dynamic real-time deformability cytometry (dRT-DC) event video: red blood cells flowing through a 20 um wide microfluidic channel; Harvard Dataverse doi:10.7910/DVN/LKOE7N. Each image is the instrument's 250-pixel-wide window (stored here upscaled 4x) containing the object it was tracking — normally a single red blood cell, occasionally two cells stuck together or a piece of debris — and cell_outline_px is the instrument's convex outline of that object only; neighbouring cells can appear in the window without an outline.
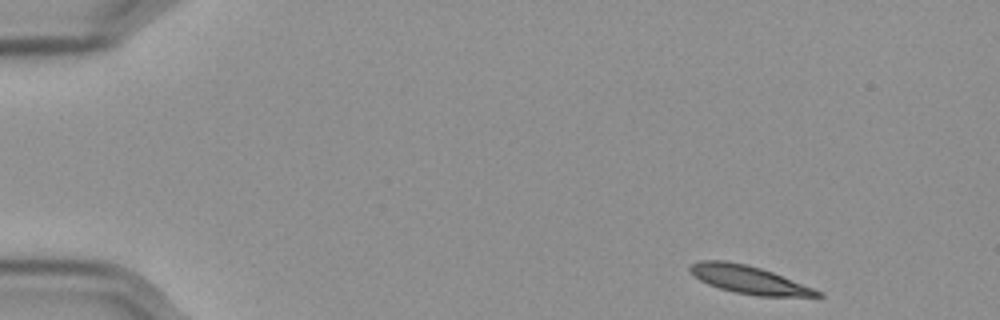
{"species": "Egyptian fruit bat (a non-hibernating species)", "species_latin": "Rousettus aegyptiacus", "temperature_condition": "cold", "stored_images_in_passage": 52, "camera_frame_rate_fps": 3000, "um_per_image_px": 0.085, "frame": {"image": 1, "passage_image": 1, "time_ms": 0.0, "image_size_px": [1000, 320], "cell_outline_px": [[824, 296], [756, 296], [736, 292], [720, 288], [708, 284], [700, 280], [688, 268], [692, 264], [700, 260], [724, 260], [744, 264], [760, 268], [772, 272], [812, 288], [820, 292]], "centroid_in_image_um": [63.61, 23.77], "position_along_channel_um": 21.4, "area_um2": 20.17}}
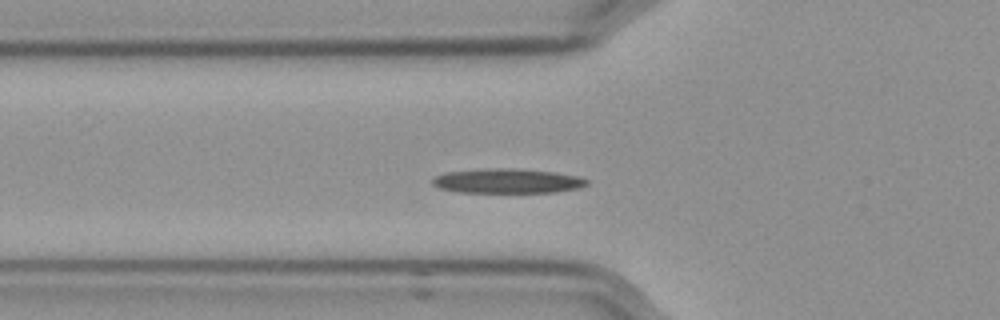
{"frame": {"image": 2, "passage_image": 15, "time_ms": 4.667, "image_size_px": [1000, 320], "cell_outline_px": [[588, 184], [576, 188], [556, 192], [456, 192], [440, 188], [432, 184], [432, 180], [436, 176], [448, 172], [492, 168], [516, 168], [552, 172], [576, 176], [588, 180]], "centroid_in_image_um": [43.11, 15.38], "position_along_channel_um": 82.7, "area_um2": 21.79}}
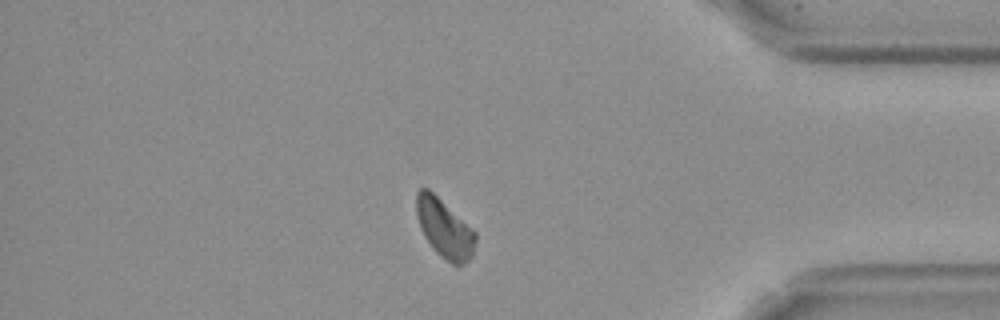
{"frame": {"image": 3, "passage_image": 44, "time_ms": 14.333, "image_size_px": [1000, 320], "cell_outline_px": [[476, 240], [472, 256], [464, 264], [452, 264], [440, 256], [436, 252], [424, 236], [420, 228], [416, 216], [416, 192], [420, 188], [428, 188], [472, 228], [476, 232]], "centroid_in_image_um": [37.76, 19.41], "position_along_channel_um": 397.4, "area_um2": 20.11}}